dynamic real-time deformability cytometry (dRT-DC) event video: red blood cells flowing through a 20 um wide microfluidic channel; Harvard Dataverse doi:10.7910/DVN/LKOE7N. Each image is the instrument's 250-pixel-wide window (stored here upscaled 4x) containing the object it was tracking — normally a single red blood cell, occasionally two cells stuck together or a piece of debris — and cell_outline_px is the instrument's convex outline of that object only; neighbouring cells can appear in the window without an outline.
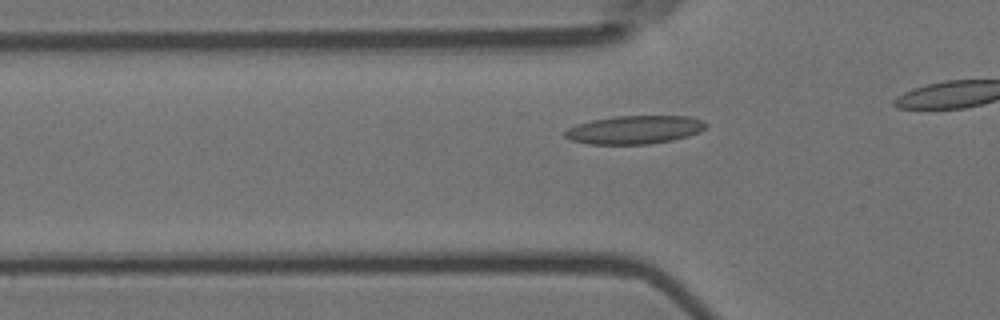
{"species": "Egyptian fruit bat (a non-hibernating species)", "species_latin": "Rousettus aegyptiacus", "temperature_condition": "room temperature", "stored_images_in_passage": 21, "camera_frame_rate_fps": 3000, "um_per_image_px": 0.085, "animal": {"sex": "female"}, "frame": {"image": 1, "passage_image": 15, "time_ms": 4.667, "image_size_px": [1000, 320], "cell_outline_px": [[708, 124], [700, 132], [688, 136], [672, 140], [652, 144], [588, 144], [572, 140], [564, 136], [564, 132], [568, 128], [576, 124], [592, 120], [616, 116], [688, 116], [704, 120]], "centroid_in_image_um": [53.96, 11.03], "position_along_channel_um": 71.8, "area_um2": 23.35}}